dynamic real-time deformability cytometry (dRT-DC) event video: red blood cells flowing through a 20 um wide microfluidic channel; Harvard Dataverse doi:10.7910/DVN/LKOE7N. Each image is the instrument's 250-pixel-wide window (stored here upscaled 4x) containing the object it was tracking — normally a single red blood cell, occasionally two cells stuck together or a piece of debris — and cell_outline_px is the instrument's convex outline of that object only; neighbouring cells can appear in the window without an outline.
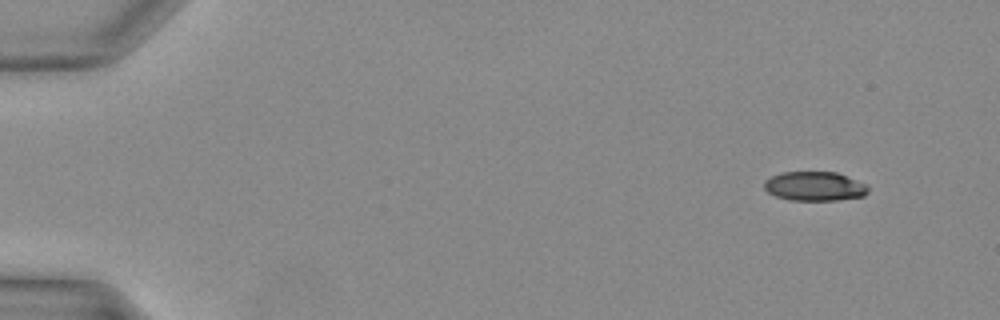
{"species": "Egyptian fruit bat (a non-hibernating species)", "species_latin": "Rousettus aegyptiacus", "temperature_condition": "warm", "stored_images_in_passage": 39, "camera_frame_rate_fps": 3000, "um_per_image_px": 0.085, "animal": {"sex": "female"}, "frame": {"image": 1, "passage_image": 3, "time_ms": 0.667, "image_size_px": [1000, 320], "cell_outline_px": [[868, 192], [864, 196], [836, 200], [788, 200], [776, 196], [768, 192], [764, 188], [764, 180], [780, 172], [836, 172], [856, 180], [864, 184], [868, 188]], "centroid_in_image_um": [69.21, 15.83], "position_along_channel_um": 15.8, "area_um2": 17.63}}
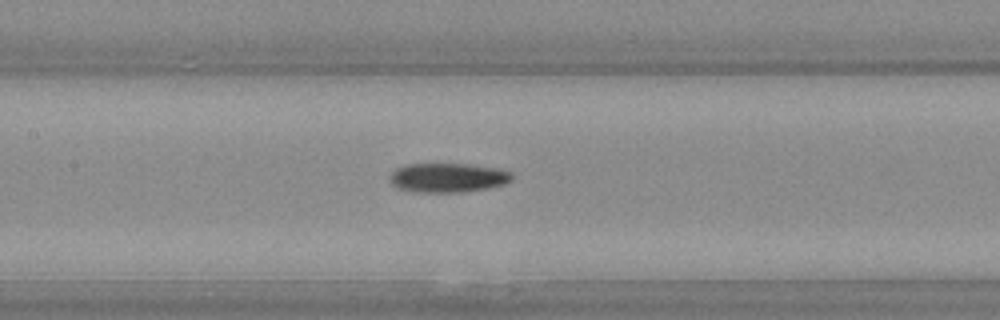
{"frame": {"image": 2, "passage_image": 19, "time_ms": 6.0, "image_size_px": [1000, 320], "cell_outline_px": [[512, 180], [504, 184], [488, 188], [464, 192], [416, 192], [396, 188], [392, 184], [392, 172], [396, 168], [408, 164], [464, 164], [496, 168], [512, 172]], "centroid_in_image_um": [38.08, 15.11], "position_along_channel_um": 169.3, "area_um2": 20.69}}
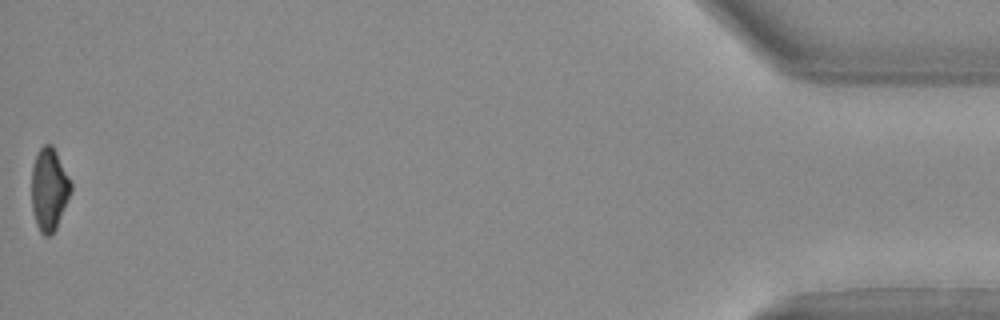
{"frame": {"image": 3, "passage_image": 39, "time_ms": 12.667, "image_size_px": [1000, 320], "cell_outline_px": [[72, 192], [56, 228], [48, 236], [44, 236], [40, 232], [36, 224], [32, 208], [32, 168], [36, 156], [40, 148], [44, 144], [52, 144], [72, 180]], "centroid_in_image_um": [4.2, 16.08], "position_along_channel_um": 431.0, "area_um2": 19.07}}